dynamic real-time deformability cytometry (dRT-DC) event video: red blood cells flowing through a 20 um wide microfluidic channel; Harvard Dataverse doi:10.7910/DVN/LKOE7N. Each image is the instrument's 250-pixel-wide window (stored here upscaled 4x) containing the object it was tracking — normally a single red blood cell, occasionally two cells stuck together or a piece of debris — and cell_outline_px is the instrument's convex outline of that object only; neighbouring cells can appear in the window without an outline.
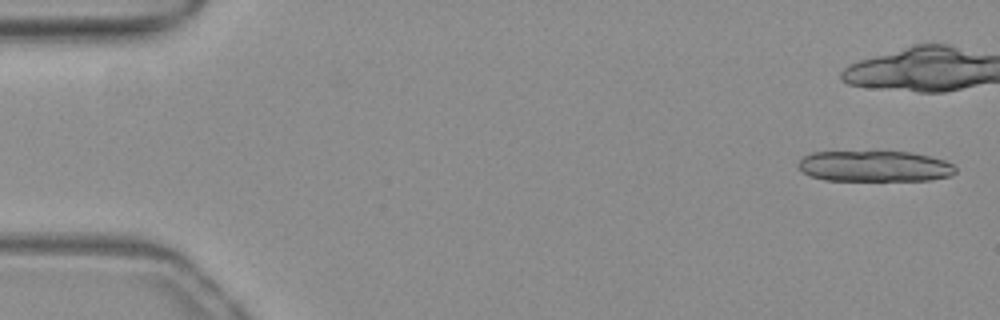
{"species": "common noctule bat (a hibernating species)", "species_latin": "Nyctalus noctula", "temperature_condition": "warm", "stored_images_in_passage": 12, "camera_frame_rate_fps": 3000, "um_per_image_px": 0.085, "animal": {"sex": "female", "body_mass_g": 19.3, "forearm_length_mm": 54.1}, "frame": {"image": 1, "passage_image": 1, "time_ms": 0.0, "image_size_px": [1000, 320], "cell_outline_px": [[956, 172], [952, 176], [932, 180], [824, 180], [808, 176], [796, 168], [796, 164], [804, 156], [812, 152], [912, 152], [944, 160], [952, 164], [956, 168]], "centroid_in_image_um": [74.31, 14.14], "position_along_channel_um": 10.7, "area_um2": 28.5}}